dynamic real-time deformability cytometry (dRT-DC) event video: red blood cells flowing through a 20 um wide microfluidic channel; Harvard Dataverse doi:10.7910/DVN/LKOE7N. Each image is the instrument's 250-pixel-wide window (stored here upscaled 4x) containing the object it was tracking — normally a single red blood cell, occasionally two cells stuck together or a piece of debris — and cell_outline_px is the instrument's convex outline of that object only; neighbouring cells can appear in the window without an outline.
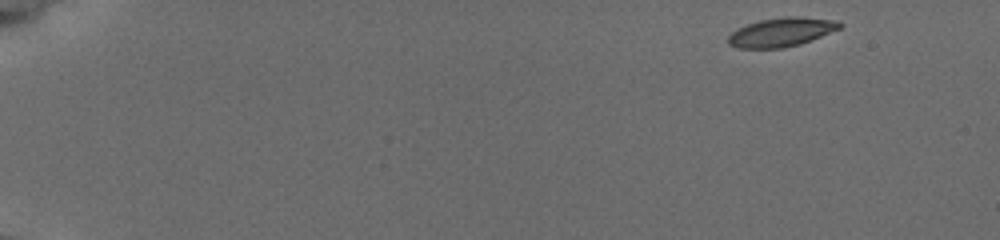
{"species": "common noctule bat (a hibernating species)", "species_latin": "Nyctalus noctula", "temperature_condition": "cold", "stored_images_in_passage": 52, "camera_frame_rate_fps": 3000, "um_per_image_px": 0.085, "animal": {"sex": "female", "body_mass_g": 19.5, "forearm_length_mm": 54.1}, "frame": {"image": 1, "passage_image": 1, "time_ms": 0.0, "image_size_px": [1000, 240], "cell_outline_px": [[844, 24], [840, 28], [800, 44], [784, 48], [736, 48], [728, 44], [728, 36], [732, 32], [748, 24], [760, 20], [784, 16], [796, 16], [840, 20]], "centroid_in_image_um": [66.44, 2.72], "position_along_channel_um": 18.6, "area_um2": 18.79}}
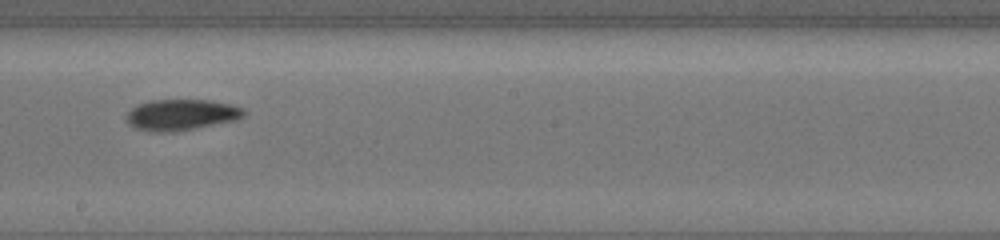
{"frame": {"image": 2, "passage_image": 30, "time_ms": 9.667, "image_size_px": [1000, 240], "cell_outline_px": [[248, 112], [244, 116], [236, 120], [172, 132], [152, 132], [136, 128], [128, 124], [124, 116], [132, 108], [140, 104], [152, 100], [212, 100], [232, 104], [244, 108]], "centroid_in_image_um": [15.43, 9.75], "position_along_channel_um": 232.8, "area_um2": 21.33}}
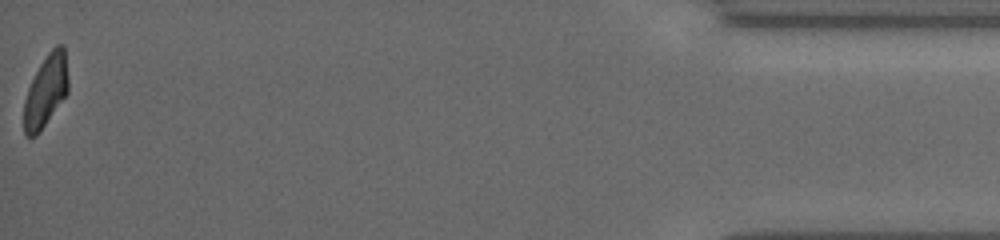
{"frame": {"image": 3, "passage_image": 52, "time_ms": 17.0, "image_size_px": [1000, 240], "cell_outline_px": [[68, 92], [40, 132], [36, 136], [24, 136], [24, 100], [28, 88], [40, 64], [48, 52], [56, 44], [64, 44], [68, 80]], "centroid_in_image_um": [3.9, 7.72], "position_along_channel_um": 431.3, "area_um2": 18.55}, "authors_computed_cell_mechanics": {"area_um2": 19.941, "velocity_mm_per_s": 3.7694, "shape_relaxation_time_tau1_ms": 6.8019, "shape_relaxation_time_tau2_ms": 11.3954, "deformation_change_tau1": 0.1632, "deformation_change_tau2": 0.1709}}